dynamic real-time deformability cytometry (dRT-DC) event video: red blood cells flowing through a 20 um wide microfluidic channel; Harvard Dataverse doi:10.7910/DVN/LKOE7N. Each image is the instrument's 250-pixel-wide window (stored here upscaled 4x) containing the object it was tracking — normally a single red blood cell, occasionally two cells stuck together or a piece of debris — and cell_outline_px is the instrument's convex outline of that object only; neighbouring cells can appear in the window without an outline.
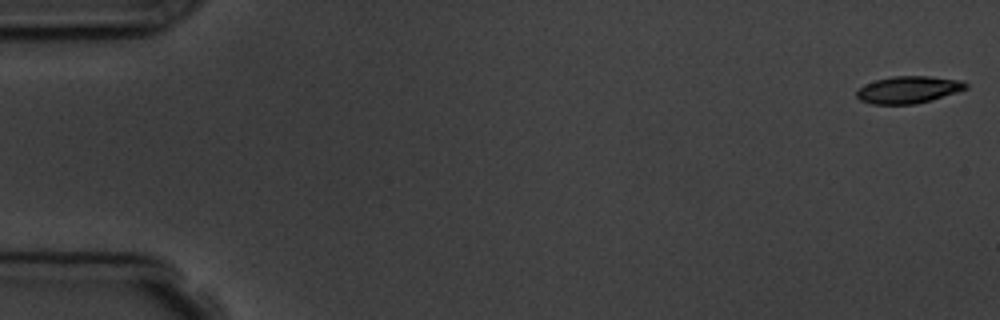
{"species": "common noctule bat (a hibernating species)", "species_latin": "Nyctalus noctula", "temperature_condition": "room temperature", "stored_images_in_passage": 15, "camera_frame_rate_fps": 3000, "um_per_image_px": 0.085, "animal": {"sex": "male", "body_mass_g": 19.5, "forearm_length_mm": 54.6}, "frame": {"image": 1, "passage_image": 1, "time_ms": 0.0, "image_size_px": [1000, 320], "cell_outline_px": [[968, 88], [932, 100], [916, 104], [872, 104], [860, 100], [856, 96], [856, 92], [864, 84], [876, 80], [892, 76], [928, 76], [960, 80], [968, 84]], "centroid_in_image_um": [77.21, 7.62], "position_along_channel_um": 7.8, "area_um2": 17.22}}
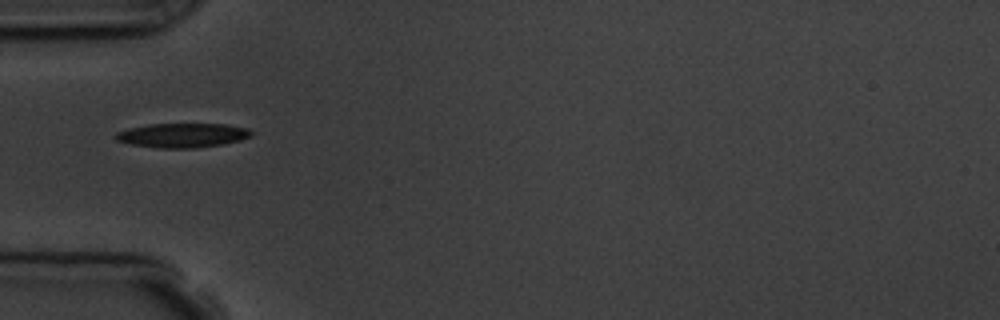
{"frame": {"image": 2, "passage_image": 5, "time_ms": 5.667, "image_size_px": [1000, 320], "cell_outline_px": [[252, 136], [240, 140], [220, 144], [196, 148], [160, 148], [132, 144], [116, 140], [112, 136], [116, 132], [128, 128], [148, 124], [224, 124], [248, 128], [252, 132]], "centroid_in_image_um": [15.48, 11.49], "position_along_channel_um": 69.5, "area_um2": 19.19}, "authors_computed_cell_mechanics": {"area_um2": 18.2648, "velocity_mm_per_s": 3.6743, "shape_relaxation_time_tau1_ms": 2.5117, "shape_relaxation_time_tau2_ms": null, "deformation_change_tau1": 0.102, "deformation_change_tau2": null}}